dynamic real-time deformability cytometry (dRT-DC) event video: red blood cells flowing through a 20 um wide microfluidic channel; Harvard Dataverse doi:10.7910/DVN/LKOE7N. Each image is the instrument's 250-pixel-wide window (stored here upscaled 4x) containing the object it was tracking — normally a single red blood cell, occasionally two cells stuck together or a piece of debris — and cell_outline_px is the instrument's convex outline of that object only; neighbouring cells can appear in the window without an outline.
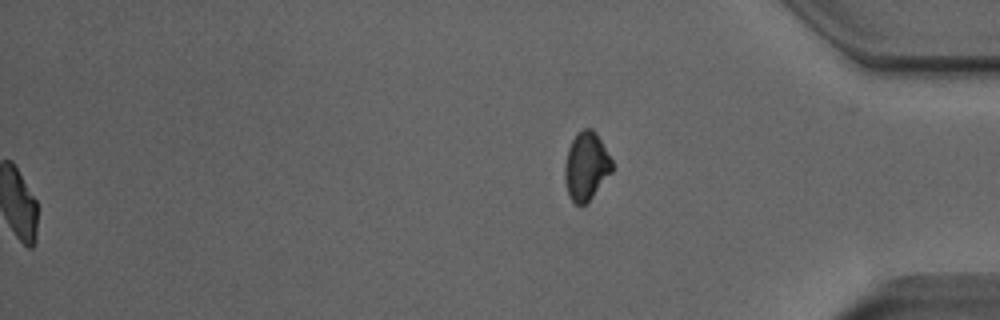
{"species": "Egyptian fruit bat (a non-hibernating species)", "species_latin": "Rousettus aegyptiacus", "temperature_condition": "room temperature", "stored_images_in_passage": 51, "segment_of_instrument_passage": [2, 2], "camera_frame_rate_fps": 3000, "um_per_image_px": 0.085, "animal": {"sex": "male"}, "frame": {"image": 1, "passage_image": 51, "time_ms": 16.667, "image_size_px": [1000, 320], "cell_outline_px": [[612, 172], [592, 196], [584, 204], [576, 204], [568, 196], [564, 180], [564, 164], [568, 148], [576, 132], [584, 128], [592, 128], [596, 132], [612, 160]], "centroid_in_image_um": [49.8, 14.09], "position_along_channel_um": 385.4, "area_um2": 18.79}}